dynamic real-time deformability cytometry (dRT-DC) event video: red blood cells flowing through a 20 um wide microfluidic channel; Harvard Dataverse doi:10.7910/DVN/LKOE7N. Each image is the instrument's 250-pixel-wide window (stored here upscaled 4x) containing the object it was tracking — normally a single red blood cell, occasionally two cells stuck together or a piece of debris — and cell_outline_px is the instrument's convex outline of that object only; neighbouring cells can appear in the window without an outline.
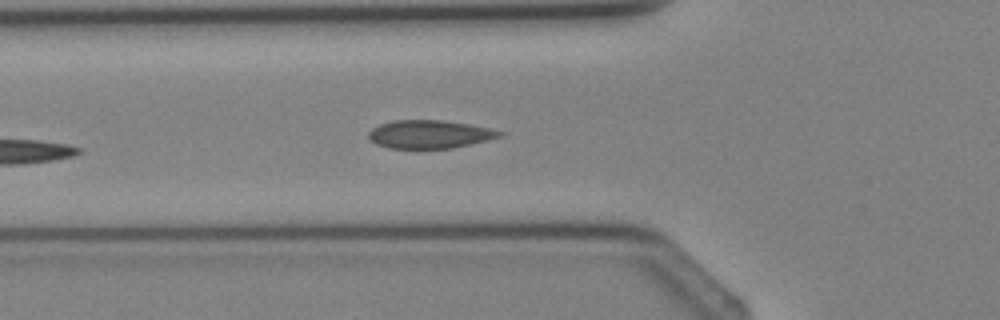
{"species": "Egyptian fruit bat (a non-hibernating species)", "species_latin": "Rousettus aegyptiacus", "temperature_condition": "cold", "stored_images_in_passage": 4, "camera_frame_rate_fps": 3000, "um_per_image_px": 0.085, "animal": {"sex": "female"}, "frame": {"image": 1, "passage_image": 4, "time_ms": 3.667, "image_size_px": [1000, 320], "cell_outline_px": [[504, 136], [452, 148], [388, 148], [376, 144], [368, 136], [368, 132], [372, 128], [380, 124], [396, 120], [440, 120], [468, 124], [488, 128], [504, 132]], "centroid_in_image_um": [36.5, 11.41], "position_along_channel_um": 89.3, "area_um2": 21.33}}